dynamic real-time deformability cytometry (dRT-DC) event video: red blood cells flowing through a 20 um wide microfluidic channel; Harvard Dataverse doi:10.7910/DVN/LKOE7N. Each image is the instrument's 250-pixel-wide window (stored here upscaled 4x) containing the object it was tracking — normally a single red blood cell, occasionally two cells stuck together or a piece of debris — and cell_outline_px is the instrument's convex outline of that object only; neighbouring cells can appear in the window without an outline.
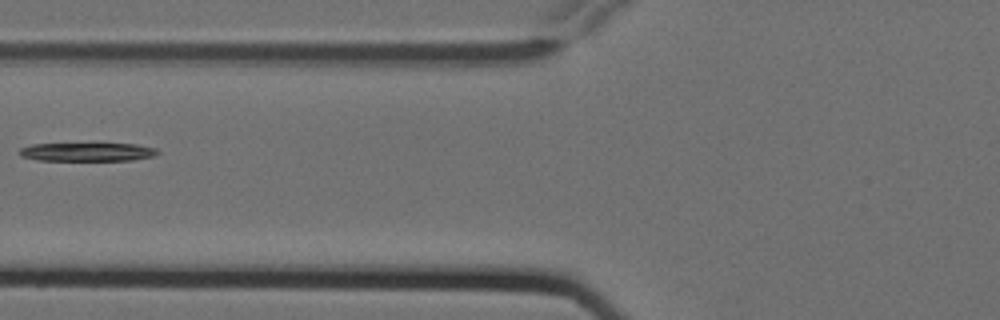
{"species": "Egyptian fruit bat (a non-hibernating species)", "species_latin": "Rousettus aegyptiacus", "temperature_condition": "cold", "stored_images_in_passage": 6, "camera_frame_rate_fps": 3000, "um_per_image_px": 0.085, "animal": {"sex": "female"}, "frame": {"image": 1, "passage_image": 6, "time_ms": 1.667, "image_size_px": [1000, 320], "cell_outline_px": [[160, 152], [156, 156], [132, 160], [36, 160], [20, 156], [16, 152], [20, 148], [32, 144], [136, 144], [156, 148]], "centroid_in_image_um": [7.41, 12.92], "position_along_channel_um": 118.4, "area_um2": 14.91}}